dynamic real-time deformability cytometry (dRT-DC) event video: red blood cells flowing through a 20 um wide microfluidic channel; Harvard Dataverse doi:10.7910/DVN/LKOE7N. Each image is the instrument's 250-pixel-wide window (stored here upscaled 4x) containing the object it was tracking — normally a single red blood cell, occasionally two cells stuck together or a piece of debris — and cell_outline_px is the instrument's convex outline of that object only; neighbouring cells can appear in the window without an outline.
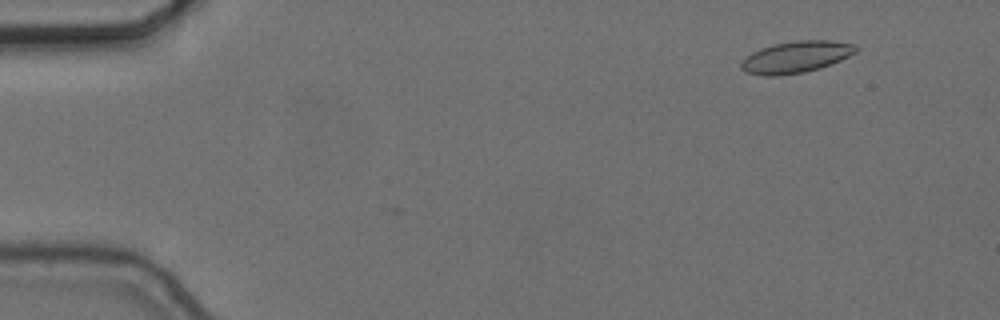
{"species": "common noctule bat (a hibernating species)", "species_latin": "Nyctalus noctula", "temperature_condition": "cold", "stored_images_in_passage": 44, "camera_frame_rate_fps": 3000, "um_per_image_px": 0.085, "animal": {"sex": "female", "body_mass_g": 24.6, "forearm_length_mm": 56.2}, "frame": {"image": 1, "passage_image": 1, "time_ms": 0.0, "image_size_px": [1000, 320], "cell_outline_px": [[860, 48], [856, 52], [840, 60], [820, 68], [804, 72], [776, 76], [764, 76], [744, 72], [740, 68], [740, 64], [752, 52], [760, 48], [776, 44], [796, 40], [832, 40], [856, 44]], "centroid_in_image_um": [67.68, 4.84], "position_along_channel_um": 17.3, "area_um2": 21.21}}
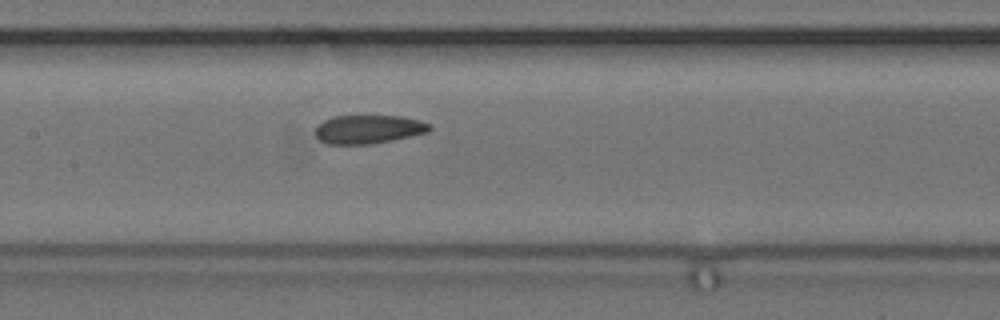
{"frame": {"image": 2, "passage_image": 23, "time_ms": 7.333, "image_size_px": [1000, 320], "cell_outline_px": [[432, 128], [428, 132], [392, 140], [372, 144], [324, 144], [316, 136], [316, 124], [332, 116], [400, 116], [420, 120], [432, 124]], "centroid_in_image_um": [31.31, 10.99], "position_along_channel_um": 176.1, "area_um2": 19.19}}
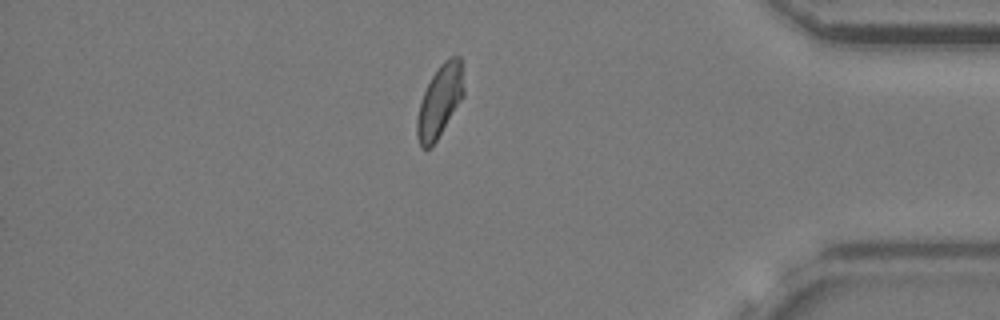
{"frame": {"image": 3, "passage_image": 44, "time_ms": 14.333, "image_size_px": [1000, 320], "cell_outline_px": [[464, 96], [436, 140], [428, 148], [420, 148], [416, 136], [416, 120], [420, 104], [424, 92], [436, 68], [444, 60], [452, 56], [460, 56], [464, 88]], "centroid_in_image_um": [37.37, 8.58], "position_along_channel_um": 397.8, "area_um2": 19.48}, "authors_computed_cell_mechanics": {"area_um2": 20.3167, "velocity_mm_per_s": 3.6364, "shape_relaxation_time_tau1_ms": null, "shape_relaxation_time_tau2_ms": 2.7623, "deformation_change_tau1": null, "deformation_change_tau2": 0.0759}}